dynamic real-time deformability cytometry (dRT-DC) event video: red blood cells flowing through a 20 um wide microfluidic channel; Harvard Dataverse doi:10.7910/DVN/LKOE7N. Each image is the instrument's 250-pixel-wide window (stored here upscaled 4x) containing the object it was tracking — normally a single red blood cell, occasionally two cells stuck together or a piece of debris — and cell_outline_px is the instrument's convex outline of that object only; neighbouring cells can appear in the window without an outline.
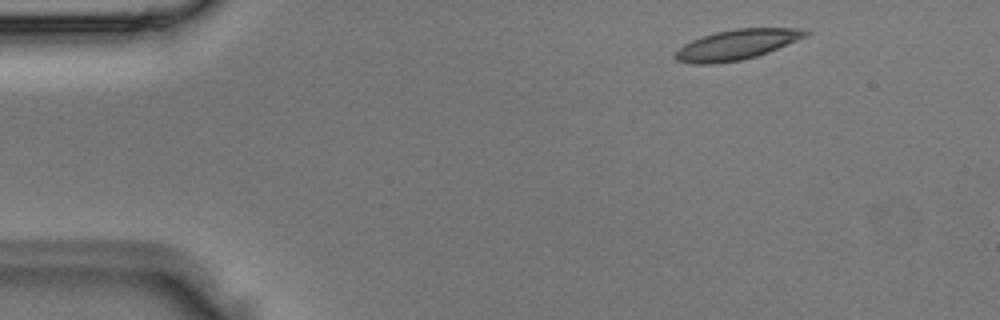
{"species": "Egyptian fruit bat (a non-hibernating species)", "species_latin": "Rousettus aegyptiacus", "temperature_condition": "room temperature", "stored_images_in_passage": 4, "camera_frame_rate_fps": 3000, "um_per_image_px": 0.085, "animal": {"sex": "male"}, "frame": {"image": 1, "passage_image": 4, "time_ms": 1.0, "image_size_px": [1000, 320], "cell_outline_px": [[812, 32], [808, 36], [768, 52], [756, 56], [740, 60], [712, 64], [692, 64], [676, 60], [672, 56], [676, 48], [692, 40], [716, 32], [736, 28], [804, 28]], "centroid_in_image_um": [62.62, 3.79], "position_along_channel_um": 22.4, "area_um2": 23.06}}